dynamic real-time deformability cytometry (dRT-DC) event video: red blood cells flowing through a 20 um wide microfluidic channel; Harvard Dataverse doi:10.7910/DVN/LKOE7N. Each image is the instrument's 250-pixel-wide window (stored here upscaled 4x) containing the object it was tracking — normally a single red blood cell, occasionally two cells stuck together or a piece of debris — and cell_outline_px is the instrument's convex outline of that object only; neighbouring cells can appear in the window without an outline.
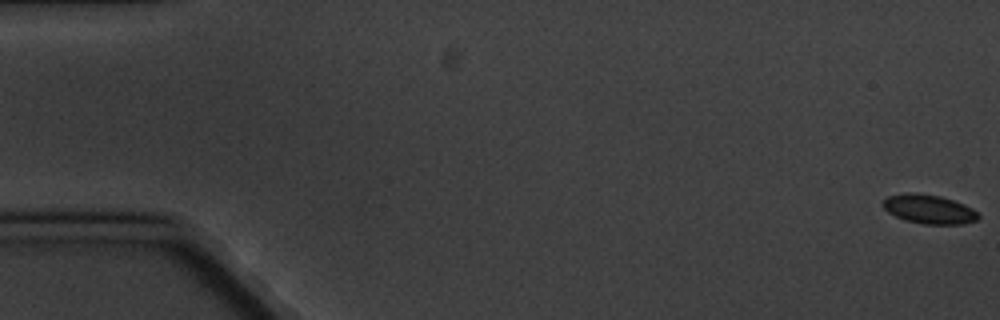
{"species": "common noctule bat (a hibernating species)", "species_latin": "Nyctalus noctula", "temperature_condition": "cold", "stored_images_in_passage": 5, "camera_frame_rate_fps": 3000, "um_per_image_px": 0.085, "animal": {"sex": "male", "body_mass_g": 20.1, "forearm_length_mm": 53.5}, "frame": {"image": 1, "passage_image": 1, "time_ms": 0.0, "image_size_px": [1000, 320], "cell_outline_px": [[980, 216], [976, 220], [964, 224], [924, 224], [904, 220], [888, 212], [880, 204], [888, 196], [904, 192], [916, 192], [940, 196], [964, 204], [972, 208]], "centroid_in_image_um": [78.93, 17.77], "position_along_channel_um": 6.1, "area_um2": 16.24}}
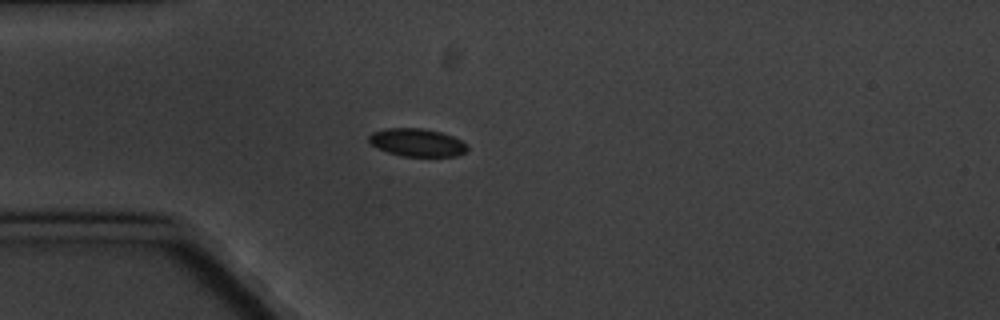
{"frame": {"image": 2, "passage_image": 5, "time_ms": 5.333, "image_size_px": [1000, 320], "cell_outline_px": [[468, 148], [464, 152], [456, 156], [400, 156], [376, 148], [368, 140], [368, 136], [372, 132], [388, 128], [424, 128], [440, 132], [452, 136], [468, 144]], "centroid_in_image_um": [35.43, 12.11], "position_along_channel_um": 49.6, "area_um2": 16.01}}